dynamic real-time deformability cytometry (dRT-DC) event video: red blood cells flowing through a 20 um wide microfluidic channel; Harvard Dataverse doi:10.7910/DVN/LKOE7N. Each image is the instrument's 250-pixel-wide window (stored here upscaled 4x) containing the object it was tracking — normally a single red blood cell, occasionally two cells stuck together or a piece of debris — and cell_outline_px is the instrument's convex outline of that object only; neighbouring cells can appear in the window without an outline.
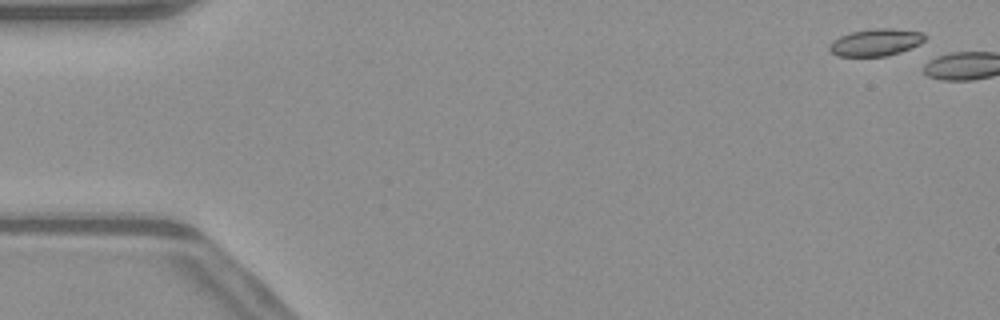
{"species": "common noctule bat (a hibernating species)", "species_latin": "Nyctalus noctula", "temperature_condition": "warm", "stored_images_in_passage": 5, "camera_frame_rate_fps": 3000, "um_per_image_px": 0.085, "animal": {"sex": "male", "body_mass_g": 23.1, "forearm_length_mm": 52.7}, "frame": {"image": 1, "passage_image": 3, "time_ms": 0.667, "image_size_px": [1000, 320], "cell_outline_px": [[928, 36], [920, 44], [900, 52], [888, 56], [836, 56], [828, 48], [828, 44], [832, 40], [840, 36], [852, 32], [872, 28], [892, 28], [924, 32]], "centroid_in_image_um": [74.45, 3.59], "position_along_channel_um": 10.5, "area_um2": 15.32}}